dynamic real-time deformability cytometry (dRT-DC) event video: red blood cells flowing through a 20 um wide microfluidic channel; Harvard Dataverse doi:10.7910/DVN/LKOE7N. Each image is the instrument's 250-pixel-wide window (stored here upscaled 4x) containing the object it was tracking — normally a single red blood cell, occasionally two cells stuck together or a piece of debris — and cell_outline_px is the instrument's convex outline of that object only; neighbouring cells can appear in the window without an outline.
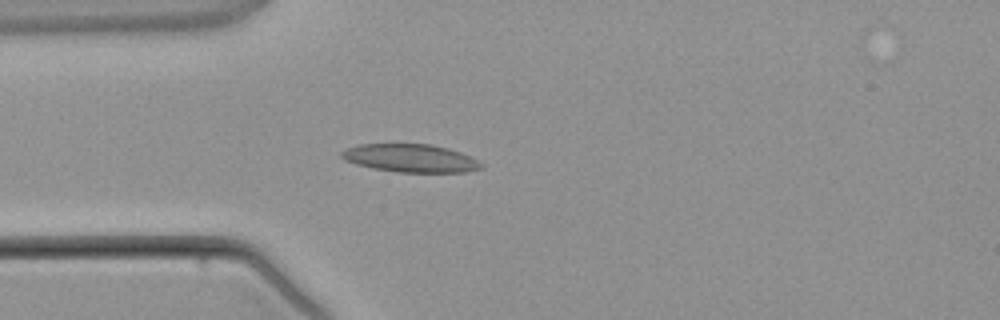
{"species": "common noctule bat (a hibernating species)", "species_latin": "Nyctalus noctula", "temperature_condition": "warm", "stored_images_in_passage": 3, "camera_frame_rate_fps": 3000, "um_per_image_px": 0.085, "animal": {"sex": "male", "body_mass_g": 21.5, "forearm_length_mm": 52.0}, "frame": {"image": 1, "passage_image": 3, "time_ms": 2.333, "image_size_px": [1000, 320], "cell_outline_px": [[484, 168], [464, 172], [396, 172], [372, 168], [356, 164], [344, 160], [340, 156], [340, 152], [348, 148], [360, 144], [432, 144], [448, 148], [460, 152], [484, 164]], "centroid_in_image_um": [34.88, 13.45], "position_along_channel_um": 50.1, "area_um2": 22.83}}